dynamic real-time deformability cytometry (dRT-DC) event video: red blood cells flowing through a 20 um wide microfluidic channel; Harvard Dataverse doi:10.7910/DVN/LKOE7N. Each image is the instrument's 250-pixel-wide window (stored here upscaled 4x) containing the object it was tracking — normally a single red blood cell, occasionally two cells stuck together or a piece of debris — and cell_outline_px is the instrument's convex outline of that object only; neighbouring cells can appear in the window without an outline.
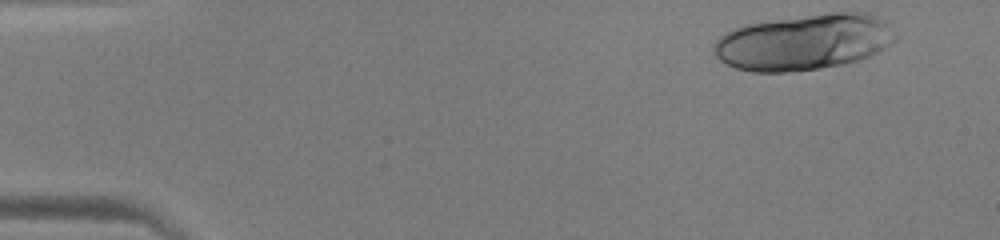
{"species": "human", "species_latin": "Homo sapiens", "temperature_condition": "warm", "stored_images_in_passage": 44, "segment_of_instrument_passage": [1, 2], "camera_frame_rate_fps": 3000, "um_per_image_px": 0.085, "donor": {"sex": "male"}, "frame": {"image": 1, "passage_image": 1, "time_ms": 0.0, "image_size_px": [1000, 240], "cell_outline_px": [[896, 40], [884, 48], [860, 60], [840, 64], [816, 68], [784, 72], [752, 72], [736, 68], [720, 60], [716, 56], [712, 48], [716, 40], [720, 36], [736, 28], [748, 24], [832, 12], [868, 12], [880, 16], [888, 24], [896, 36]], "centroid_in_image_um": [68.36, 3.57], "position_along_channel_um": 16.6, "area_um2": 58.61}}